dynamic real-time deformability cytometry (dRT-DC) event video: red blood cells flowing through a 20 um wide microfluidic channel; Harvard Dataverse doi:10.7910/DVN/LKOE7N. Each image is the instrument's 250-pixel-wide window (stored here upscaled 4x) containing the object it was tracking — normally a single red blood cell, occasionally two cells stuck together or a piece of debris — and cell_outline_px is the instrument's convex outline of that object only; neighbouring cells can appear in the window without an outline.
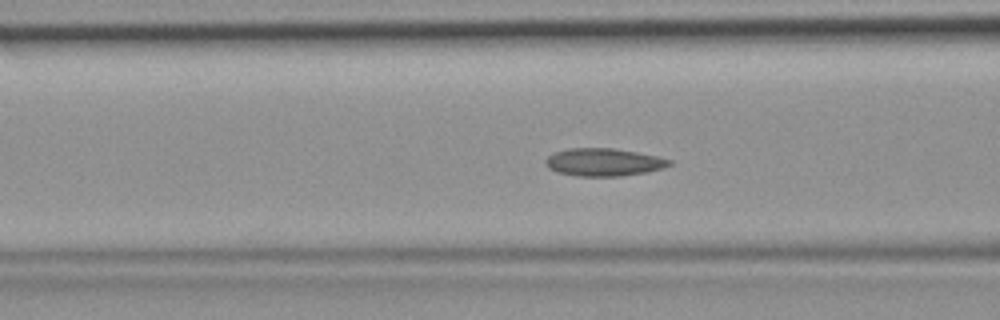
{"species": "common noctule bat (a hibernating species)", "species_latin": "Nyctalus noctula", "temperature_condition": "room temperature", "stored_images_in_passage": 45, "camera_frame_rate_fps": 3000, "um_per_image_px": 0.085, "animal": {"sex": "female", "body_mass_g": 19.9}, "frame": {"image": 1, "passage_image": 17, "time_ms": 5.333, "image_size_px": [1000, 320], "cell_outline_px": [[672, 164], [664, 168], [648, 172], [620, 176], [580, 176], [556, 172], [548, 168], [544, 164], [544, 160], [552, 152], [568, 148], [612, 148], [660, 156], [672, 160]], "centroid_in_image_um": [51.31, 13.78], "position_along_channel_um": 115.3, "area_um2": 20.29}}
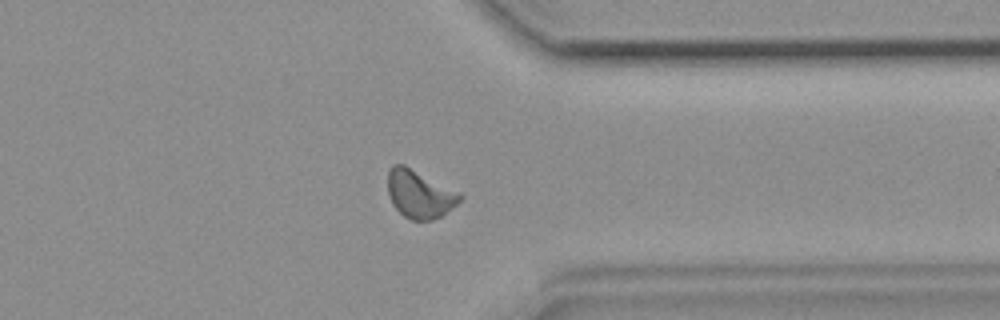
{"frame": {"image": 2, "passage_image": 35, "time_ms": 11.333, "image_size_px": [1000, 320], "cell_outline_px": [[464, 196], [452, 208], [440, 216], [432, 220], [412, 220], [404, 216], [392, 204], [388, 192], [388, 172], [392, 164], [404, 164], [460, 192]], "centroid_in_image_um": [35.66, 16.48], "position_along_channel_um": 375.7, "area_um2": 20.11}}
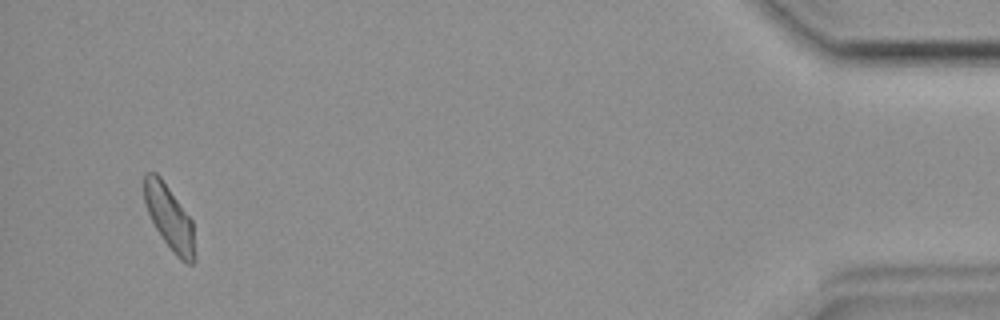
{"frame": {"image": 3, "passage_image": 43, "time_ms": 14.0, "image_size_px": [1000, 320], "cell_outline_px": [[196, 260], [192, 264], [188, 264], [180, 260], [164, 240], [156, 228], [148, 212], [144, 200], [144, 172], [156, 172], [160, 176], [192, 220], [196, 256]], "centroid_in_image_um": [14.42, 18.5], "position_along_channel_um": 420.8, "area_um2": 18.84}}